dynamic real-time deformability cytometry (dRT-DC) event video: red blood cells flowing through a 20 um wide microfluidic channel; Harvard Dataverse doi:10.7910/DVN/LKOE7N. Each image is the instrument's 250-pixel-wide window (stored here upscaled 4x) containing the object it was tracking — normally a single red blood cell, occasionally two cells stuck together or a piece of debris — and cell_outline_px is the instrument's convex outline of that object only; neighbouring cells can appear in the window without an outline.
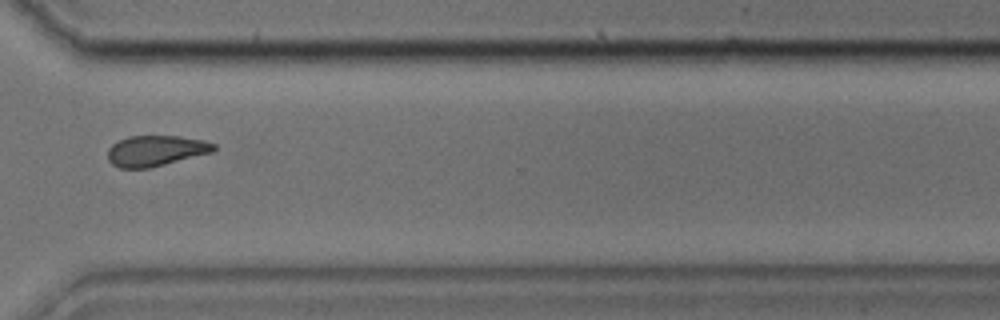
{"species": "common noctule bat (a hibernating species)", "species_latin": "Nyctalus noctula", "temperature_condition": "cold", "stored_images_in_passage": 32, "camera_frame_rate_fps": 3000, "um_per_image_px": 0.085, "animal": {"sex": "male", "body_mass_g": 17.9, "forearm_length_mm": 54.2}, "frame": {"image": 1, "passage_image": 23, "time_ms": 7.333, "image_size_px": [1000, 320], "cell_outline_px": [[216, 148], [212, 152], [148, 168], [120, 168], [112, 164], [108, 160], [108, 148], [112, 144], [128, 136], [180, 136], [204, 140], [216, 144]], "centroid_in_image_um": [13.23, 12.8], "position_along_channel_um": 357.4, "area_um2": 18.84}}